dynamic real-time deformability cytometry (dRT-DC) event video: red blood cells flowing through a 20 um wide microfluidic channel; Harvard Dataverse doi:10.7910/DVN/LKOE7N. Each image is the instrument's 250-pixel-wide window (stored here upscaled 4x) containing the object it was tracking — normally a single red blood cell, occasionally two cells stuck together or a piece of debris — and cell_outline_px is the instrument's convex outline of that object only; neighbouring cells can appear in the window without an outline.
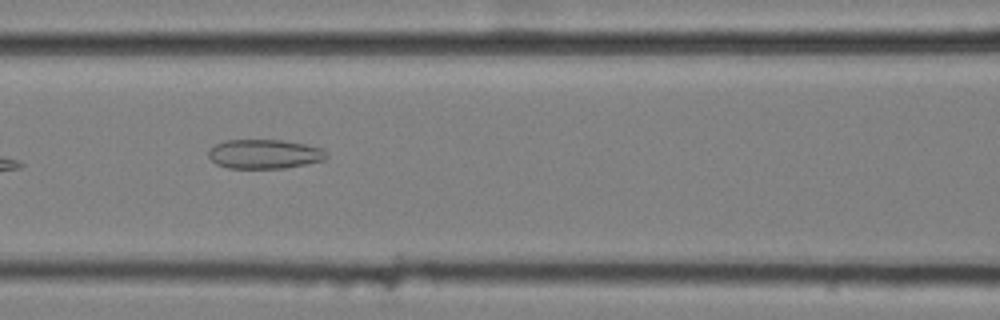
{"species": "common noctule bat (a hibernating species)", "species_latin": "Nyctalus noctula", "temperature_condition": "cold", "stored_images_in_passage": 15, "camera_frame_rate_fps": 3000, "um_per_image_px": 0.085, "animal": {"sex": "female", "body_mass_g": 25.1}, "frame": {"image": 1, "passage_image": 7, "time_ms": 2.0, "image_size_px": [1000, 320], "cell_outline_px": [[328, 156], [324, 160], [284, 168], [228, 168], [216, 164], [208, 156], [208, 152], [216, 144], [224, 140], [284, 140], [304, 144], [320, 148]], "centroid_in_image_um": [22.45, 13.09], "position_along_channel_um": 144.2, "area_um2": 19.94}}
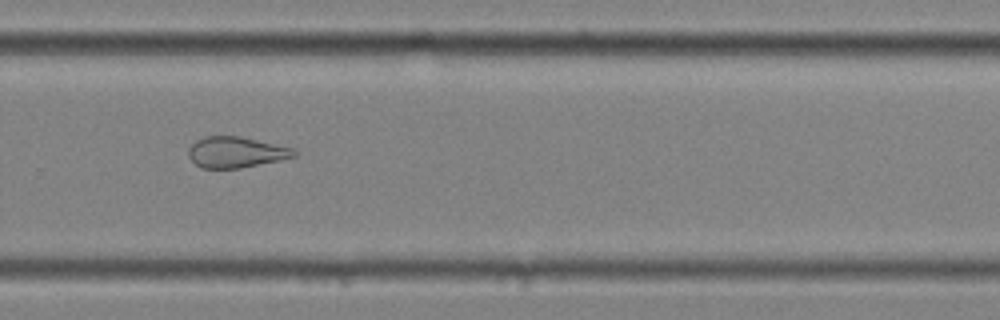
{"frame": {"image": 2, "passage_image": 11, "time_ms": 3.333, "image_size_px": [1000, 320], "cell_outline_px": [[296, 156], [280, 160], [240, 168], [200, 168], [188, 156], [188, 148], [196, 140], [204, 136], [236, 136], [256, 140], [292, 148], [296, 152]], "centroid_in_image_um": [20.01, 12.94], "position_along_channel_um": 309.8, "area_um2": 18.79}}
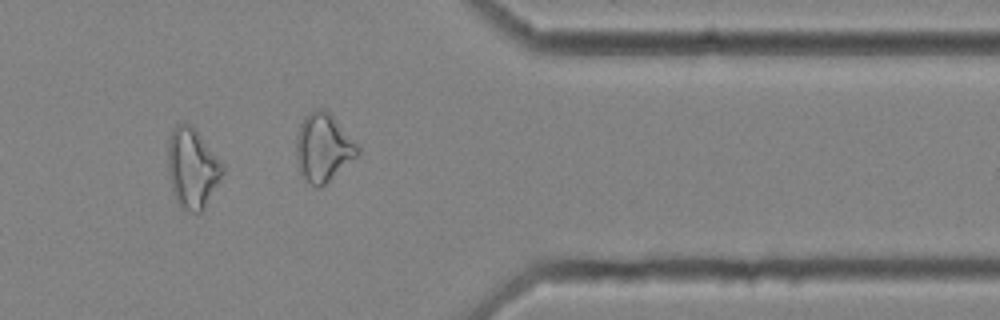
{"frame": {"image": 3, "passage_image": 13, "time_ms": 4.0, "image_size_px": [1000, 320], "cell_outline_px": [[224, 172], [204, 208], [196, 216], [180, 208], [176, 200], [172, 188], [168, 172], [168, 140], [176, 124], [192, 124], [224, 164]], "centroid_in_image_um": [16.35, 14.31], "position_along_channel_um": 395.0, "area_um2": 25.66}}